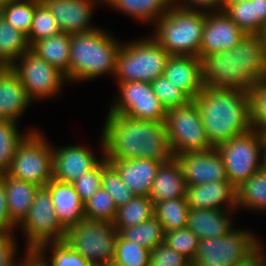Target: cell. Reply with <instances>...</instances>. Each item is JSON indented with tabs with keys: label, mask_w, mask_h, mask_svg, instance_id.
<instances>
[{
	"label": "cell",
	"mask_w": 266,
	"mask_h": 266,
	"mask_svg": "<svg viewBox=\"0 0 266 266\" xmlns=\"http://www.w3.org/2000/svg\"><path fill=\"white\" fill-rule=\"evenodd\" d=\"M102 129V156L110 160L145 158L167 163L174 158L164 122L108 113Z\"/></svg>",
	"instance_id": "6da1fadb"
},
{
	"label": "cell",
	"mask_w": 266,
	"mask_h": 266,
	"mask_svg": "<svg viewBox=\"0 0 266 266\" xmlns=\"http://www.w3.org/2000/svg\"><path fill=\"white\" fill-rule=\"evenodd\" d=\"M205 87L247 91L266 78V55L259 34H245L233 49L201 58Z\"/></svg>",
	"instance_id": "7a4b0ae2"
},
{
	"label": "cell",
	"mask_w": 266,
	"mask_h": 266,
	"mask_svg": "<svg viewBox=\"0 0 266 266\" xmlns=\"http://www.w3.org/2000/svg\"><path fill=\"white\" fill-rule=\"evenodd\" d=\"M194 101L214 148L252 129L247 91L204 86Z\"/></svg>",
	"instance_id": "3957f363"
},
{
	"label": "cell",
	"mask_w": 266,
	"mask_h": 266,
	"mask_svg": "<svg viewBox=\"0 0 266 266\" xmlns=\"http://www.w3.org/2000/svg\"><path fill=\"white\" fill-rule=\"evenodd\" d=\"M104 29L70 34V64L67 81H88L116 69L117 54L122 46ZM108 72V73H107Z\"/></svg>",
	"instance_id": "277c9868"
},
{
	"label": "cell",
	"mask_w": 266,
	"mask_h": 266,
	"mask_svg": "<svg viewBox=\"0 0 266 266\" xmlns=\"http://www.w3.org/2000/svg\"><path fill=\"white\" fill-rule=\"evenodd\" d=\"M206 12L186 10L172 5L160 19L152 38L170 56H196L202 41Z\"/></svg>",
	"instance_id": "5b68a950"
},
{
	"label": "cell",
	"mask_w": 266,
	"mask_h": 266,
	"mask_svg": "<svg viewBox=\"0 0 266 266\" xmlns=\"http://www.w3.org/2000/svg\"><path fill=\"white\" fill-rule=\"evenodd\" d=\"M170 55L152 37L122 43L114 76L118 82H153L163 75Z\"/></svg>",
	"instance_id": "8992f818"
},
{
	"label": "cell",
	"mask_w": 266,
	"mask_h": 266,
	"mask_svg": "<svg viewBox=\"0 0 266 266\" xmlns=\"http://www.w3.org/2000/svg\"><path fill=\"white\" fill-rule=\"evenodd\" d=\"M247 231L234 228L225 236L199 239L192 266H241L249 262L261 243Z\"/></svg>",
	"instance_id": "52a82bcc"
},
{
	"label": "cell",
	"mask_w": 266,
	"mask_h": 266,
	"mask_svg": "<svg viewBox=\"0 0 266 266\" xmlns=\"http://www.w3.org/2000/svg\"><path fill=\"white\" fill-rule=\"evenodd\" d=\"M118 235L111 222L84 219L66 230L64 242L94 266H106L113 262Z\"/></svg>",
	"instance_id": "ba28073f"
},
{
	"label": "cell",
	"mask_w": 266,
	"mask_h": 266,
	"mask_svg": "<svg viewBox=\"0 0 266 266\" xmlns=\"http://www.w3.org/2000/svg\"><path fill=\"white\" fill-rule=\"evenodd\" d=\"M164 123L174 157L214 148L207 138L201 113L194 100L167 110Z\"/></svg>",
	"instance_id": "9c48e42d"
},
{
	"label": "cell",
	"mask_w": 266,
	"mask_h": 266,
	"mask_svg": "<svg viewBox=\"0 0 266 266\" xmlns=\"http://www.w3.org/2000/svg\"><path fill=\"white\" fill-rule=\"evenodd\" d=\"M8 174L38 187L53 179V150L40 131L32 129L18 145Z\"/></svg>",
	"instance_id": "30bf717a"
},
{
	"label": "cell",
	"mask_w": 266,
	"mask_h": 266,
	"mask_svg": "<svg viewBox=\"0 0 266 266\" xmlns=\"http://www.w3.org/2000/svg\"><path fill=\"white\" fill-rule=\"evenodd\" d=\"M264 139L251 129L215 147L223 160L227 179L236 188L260 170Z\"/></svg>",
	"instance_id": "8fae6325"
},
{
	"label": "cell",
	"mask_w": 266,
	"mask_h": 266,
	"mask_svg": "<svg viewBox=\"0 0 266 266\" xmlns=\"http://www.w3.org/2000/svg\"><path fill=\"white\" fill-rule=\"evenodd\" d=\"M27 239V250H36L47 242L64 241L66 230L56 217L54 204L48 189L40 187L27 216L17 226Z\"/></svg>",
	"instance_id": "7c38bea8"
},
{
	"label": "cell",
	"mask_w": 266,
	"mask_h": 266,
	"mask_svg": "<svg viewBox=\"0 0 266 266\" xmlns=\"http://www.w3.org/2000/svg\"><path fill=\"white\" fill-rule=\"evenodd\" d=\"M10 67L19 76L32 100L56 96L64 82H67L65 74L31 49L23 53Z\"/></svg>",
	"instance_id": "4fadbf2b"
},
{
	"label": "cell",
	"mask_w": 266,
	"mask_h": 266,
	"mask_svg": "<svg viewBox=\"0 0 266 266\" xmlns=\"http://www.w3.org/2000/svg\"><path fill=\"white\" fill-rule=\"evenodd\" d=\"M119 97L109 108L112 114L155 122H165L166 109L162 106L149 82H118Z\"/></svg>",
	"instance_id": "5bb4252c"
},
{
	"label": "cell",
	"mask_w": 266,
	"mask_h": 266,
	"mask_svg": "<svg viewBox=\"0 0 266 266\" xmlns=\"http://www.w3.org/2000/svg\"><path fill=\"white\" fill-rule=\"evenodd\" d=\"M245 34L224 11L206 12L199 58L233 49Z\"/></svg>",
	"instance_id": "9a60e30c"
},
{
	"label": "cell",
	"mask_w": 266,
	"mask_h": 266,
	"mask_svg": "<svg viewBox=\"0 0 266 266\" xmlns=\"http://www.w3.org/2000/svg\"><path fill=\"white\" fill-rule=\"evenodd\" d=\"M183 169L187 186L228 180L223 160L216 148L176 156Z\"/></svg>",
	"instance_id": "2e32d148"
},
{
	"label": "cell",
	"mask_w": 266,
	"mask_h": 266,
	"mask_svg": "<svg viewBox=\"0 0 266 266\" xmlns=\"http://www.w3.org/2000/svg\"><path fill=\"white\" fill-rule=\"evenodd\" d=\"M58 22L61 31L67 34L94 30L90 23L94 4L100 0H41Z\"/></svg>",
	"instance_id": "e0dca14e"
},
{
	"label": "cell",
	"mask_w": 266,
	"mask_h": 266,
	"mask_svg": "<svg viewBox=\"0 0 266 266\" xmlns=\"http://www.w3.org/2000/svg\"><path fill=\"white\" fill-rule=\"evenodd\" d=\"M53 150V178L72 183L92 170L101 160L81 145H68Z\"/></svg>",
	"instance_id": "ac0fdd59"
},
{
	"label": "cell",
	"mask_w": 266,
	"mask_h": 266,
	"mask_svg": "<svg viewBox=\"0 0 266 266\" xmlns=\"http://www.w3.org/2000/svg\"><path fill=\"white\" fill-rule=\"evenodd\" d=\"M186 199L193 209H237V189L229 180L187 186Z\"/></svg>",
	"instance_id": "d6986e66"
},
{
	"label": "cell",
	"mask_w": 266,
	"mask_h": 266,
	"mask_svg": "<svg viewBox=\"0 0 266 266\" xmlns=\"http://www.w3.org/2000/svg\"><path fill=\"white\" fill-rule=\"evenodd\" d=\"M163 76L192 100L203 90L201 59L196 56H170Z\"/></svg>",
	"instance_id": "ffe728a7"
},
{
	"label": "cell",
	"mask_w": 266,
	"mask_h": 266,
	"mask_svg": "<svg viewBox=\"0 0 266 266\" xmlns=\"http://www.w3.org/2000/svg\"><path fill=\"white\" fill-rule=\"evenodd\" d=\"M45 187L51 195L57 220L65 230L85 219L84 203L72 183L53 178Z\"/></svg>",
	"instance_id": "44dd1931"
},
{
	"label": "cell",
	"mask_w": 266,
	"mask_h": 266,
	"mask_svg": "<svg viewBox=\"0 0 266 266\" xmlns=\"http://www.w3.org/2000/svg\"><path fill=\"white\" fill-rule=\"evenodd\" d=\"M121 180L135 196H149L160 161L136 158L129 160H110Z\"/></svg>",
	"instance_id": "7402d4cb"
},
{
	"label": "cell",
	"mask_w": 266,
	"mask_h": 266,
	"mask_svg": "<svg viewBox=\"0 0 266 266\" xmlns=\"http://www.w3.org/2000/svg\"><path fill=\"white\" fill-rule=\"evenodd\" d=\"M33 100L11 67H0V113L18 122Z\"/></svg>",
	"instance_id": "603a6c76"
},
{
	"label": "cell",
	"mask_w": 266,
	"mask_h": 266,
	"mask_svg": "<svg viewBox=\"0 0 266 266\" xmlns=\"http://www.w3.org/2000/svg\"><path fill=\"white\" fill-rule=\"evenodd\" d=\"M235 209H193L190 208L187 228L199 239L218 238L227 235L232 228L230 216ZM232 212V214H231Z\"/></svg>",
	"instance_id": "cb8c5ba5"
},
{
	"label": "cell",
	"mask_w": 266,
	"mask_h": 266,
	"mask_svg": "<svg viewBox=\"0 0 266 266\" xmlns=\"http://www.w3.org/2000/svg\"><path fill=\"white\" fill-rule=\"evenodd\" d=\"M187 184L180 162L174 157L161 163L152 183L149 198L155 202L186 197Z\"/></svg>",
	"instance_id": "d4e9b609"
},
{
	"label": "cell",
	"mask_w": 266,
	"mask_h": 266,
	"mask_svg": "<svg viewBox=\"0 0 266 266\" xmlns=\"http://www.w3.org/2000/svg\"><path fill=\"white\" fill-rule=\"evenodd\" d=\"M0 179L5 186L9 218L18 226L27 216L40 187L14 178L8 173L0 175Z\"/></svg>",
	"instance_id": "484cf974"
},
{
	"label": "cell",
	"mask_w": 266,
	"mask_h": 266,
	"mask_svg": "<svg viewBox=\"0 0 266 266\" xmlns=\"http://www.w3.org/2000/svg\"><path fill=\"white\" fill-rule=\"evenodd\" d=\"M31 50L60 70L65 76L69 74L70 64V34H59L36 41Z\"/></svg>",
	"instance_id": "4316f807"
},
{
	"label": "cell",
	"mask_w": 266,
	"mask_h": 266,
	"mask_svg": "<svg viewBox=\"0 0 266 266\" xmlns=\"http://www.w3.org/2000/svg\"><path fill=\"white\" fill-rule=\"evenodd\" d=\"M105 4L141 22L154 23L167 13L173 0H108Z\"/></svg>",
	"instance_id": "83f0119b"
},
{
	"label": "cell",
	"mask_w": 266,
	"mask_h": 266,
	"mask_svg": "<svg viewBox=\"0 0 266 266\" xmlns=\"http://www.w3.org/2000/svg\"><path fill=\"white\" fill-rule=\"evenodd\" d=\"M30 49L27 35L14 28L0 15V67H10Z\"/></svg>",
	"instance_id": "f1b7e54d"
},
{
	"label": "cell",
	"mask_w": 266,
	"mask_h": 266,
	"mask_svg": "<svg viewBox=\"0 0 266 266\" xmlns=\"http://www.w3.org/2000/svg\"><path fill=\"white\" fill-rule=\"evenodd\" d=\"M154 216V203L148 196H134L129 202L117 208L113 221L120 232L127 227H134Z\"/></svg>",
	"instance_id": "f546056e"
},
{
	"label": "cell",
	"mask_w": 266,
	"mask_h": 266,
	"mask_svg": "<svg viewBox=\"0 0 266 266\" xmlns=\"http://www.w3.org/2000/svg\"><path fill=\"white\" fill-rule=\"evenodd\" d=\"M236 189L237 208L245 207L249 210L266 211V172L258 170Z\"/></svg>",
	"instance_id": "4dcf8cb0"
},
{
	"label": "cell",
	"mask_w": 266,
	"mask_h": 266,
	"mask_svg": "<svg viewBox=\"0 0 266 266\" xmlns=\"http://www.w3.org/2000/svg\"><path fill=\"white\" fill-rule=\"evenodd\" d=\"M189 210L186 197L154 203V216L163 225L164 231L186 228Z\"/></svg>",
	"instance_id": "1f68e13d"
},
{
	"label": "cell",
	"mask_w": 266,
	"mask_h": 266,
	"mask_svg": "<svg viewBox=\"0 0 266 266\" xmlns=\"http://www.w3.org/2000/svg\"><path fill=\"white\" fill-rule=\"evenodd\" d=\"M119 235L125 240L152 250L164 243L165 231L163 225L153 216L134 227L122 229Z\"/></svg>",
	"instance_id": "d6a6232c"
},
{
	"label": "cell",
	"mask_w": 266,
	"mask_h": 266,
	"mask_svg": "<svg viewBox=\"0 0 266 266\" xmlns=\"http://www.w3.org/2000/svg\"><path fill=\"white\" fill-rule=\"evenodd\" d=\"M17 124L16 121L9 120L0 126V175L9 172L18 145L31 132L21 134Z\"/></svg>",
	"instance_id": "836d02e7"
},
{
	"label": "cell",
	"mask_w": 266,
	"mask_h": 266,
	"mask_svg": "<svg viewBox=\"0 0 266 266\" xmlns=\"http://www.w3.org/2000/svg\"><path fill=\"white\" fill-rule=\"evenodd\" d=\"M61 28L50 10L41 0H35V11L32 25L27 35L32 46L36 41L59 34Z\"/></svg>",
	"instance_id": "e575fe53"
},
{
	"label": "cell",
	"mask_w": 266,
	"mask_h": 266,
	"mask_svg": "<svg viewBox=\"0 0 266 266\" xmlns=\"http://www.w3.org/2000/svg\"><path fill=\"white\" fill-rule=\"evenodd\" d=\"M251 128L266 138V78L247 90Z\"/></svg>",
	"instance_id": "d590c367"
},
{
	"label": "cell",
	"mask_w": 266,
	"mask_h": 266,
	"mask_svg": "<svg viewBox=\"0 0 266 266\" xmlns=\"http://www.w3.org/2000/svg\"><path fill=\"white\" fill-rule=\"evenodd\" d=\"M35 11V0L8 1L0 5V15L14 28L28 35Z\"/></svg>",
	"instance_id": "8d00e7d4"
},
{
	"label": "cell",
	"mask_w": 266,
	"mask_h": 266,
	"mask_svg": "<svg viewBox=\"0 0 266 266\" xmlns=\"http://www.w3.org/2000/svg\"><path fill=\"white\" fill-rule=\"evenodd\" d=\"M150 251L118 235L112 264L117 266H149Z\"/></svg>",
	"instance_id": "74e56055"
},
{
	"label": "cell",
	"mask_w": 266,
	"mask_h": 266,
	"mask_svg": "<svg viewBox=\"0 0 266 266\" xmlns=\"http://www.w3.org/2000/svg\"><path fill=\"white\" fill-rule=\"evenodd\" d=\"M117 207L110 194L102 187L84 203V216L87 220L113 223Z\"/></svg>",
	"instance_id": "f35d334b"
},
{
	"label": "cell",
	"mask_w": 266,
	"mask_h": 266,
	"mask_svg": "<svg viewBox=\"0 0 266 266\" xmlns=\"http://www.w3.org/2000/svg\"><path fill=\"white\" fill-rule=\"evenodd\" d=\"M48 247L50 251L52 250L50 262L46 259L48 266H94L89 260L82 257L64 241L47 242L39 246L36 251L39 254H44L47 252L46 249Z\"/></svg>",
	"instance_id": "ab89813d"
},
{
	"label": "cell",
	"mask_w": 266,
	"mask_h": 266,
	"mask_svg": "<svg viewBox=\"0 0 266 266\" xmlns=\"http://www.w3.org/2000/svg\"><path fill=\"white\" fill-rule=\"evenodd\" d=\"M223 11L246 34H258V17H255L254 1L224 3Z\"/></svg>",
	"instance_id": "60d3db41"
},
{
	"label": "cell",
	"mask_w": 266,
	"mask_h": 266,
	"mask_svg": "<svg viewBox=\"0 0 266 266\" xmlns=\"http://www.w3.org/2000/svg\"><path fill=\"white\" fill-rule=\"evenodd\" d=\"M102 188L110 194L117 208L125 205L135 196L121 180L117 170L104 157Z\"/></svg>",
	"instance_id": "b9f144b4"
},
{
	"label": "cell",
	"mask_w": 266,
	"mask_h": 266,
	"mask_svg": "<svg viewBox=\"0 0 266 266\" xmlns=\"http://www.w3.org/2000/svg\"><path fill=\"white\" fill-rule=\"evenodd\" d=\"M162 106L167 110L188 104L192 99L163 75L150 83Z\"/></svg>",
	"instance_id": "7bdbcfd3"
},
{
	"label": "cell",
	"mask_w": 266,
	"mask_h": 266,
	"mask_svg": "<svg viewBox=\"0 0 266 266\" xmlns=\"http://www.w3.org/2000/svg\"><path fill=\"white\" fill-rule=\"evenodd\" d=\"M164 243L192 262L198 250L199 237L186 227L165 231Z\"/></svg>",
	"instance_id": "ee69618b"
},
{
	"label": "cell",
	"mask_w": 266,
	"mask_h": 266,
	"mask_svg": "<svg viewBox=\"0 0 266 266\" xmlns=\"http://www.w3.org/2000/svg\"><path fill=\"white\" fill-rule=\"evenodd\" d=\"M103 158L89 172L82 174L72 185L83 203L89 200L102 187Z\"/></svg>",
	"instance_id": "f6af8a7d"
},
{
	"label": "cell",
	"mask_w": 266,
	"mask_h": 266,
	"mask_svg": "<svg viewBox=\"0 0 266 266\" xmlns=\"http://www.w3.org/2000/svg\"><path fill=\"white\" fill-rule=\"evenodd\" d=\"M149 266H192V263L185 256L162 243L150 251Z\"/></svg>",
	"instance_id": "bcb514c9"
},
{
	"label": "cell",
	"mask_w": 266,
	"mask_h": 266,
	"mask_svg": "<svg viewBox=\"0 0 266 266\" xmlns=\"http://www.w3.org/2000/svg\"><path fill=\"white\" fill-rule=\"evenodd\" d=\"M224 3H225L224 0H173L174 6H177L182 9H186V10H195V11H202V12L223 11Z\"/></svg>",
	"instance_id": "7dc6e473"
},
{
	"label": "cell",
	"mask_w": 266,
	"mask_h": 266,
	"mask_svg": "<svg viewBox=\"0 0 266 266\" xmlns=\"http://www.w3.org/2000/svg\"><path fill=\"white\" fill-rule=\"evenodd\" d=\"M14 238L12 234L0 233V266H7L14 259L18 260L17 257L15 258L17 244Z\"/></svg>",
	"instance_id": "c3c4849f"
},
{
	"label": "cell",
	"mask_w": 266,
	"mask_h": 266,
	"mask_svg": "<svg viewBox=\"0 0 266 266\" xmlns=\"http://www.w3.org/2000/svg\"><path fill=\"white\" fill-rule=\"evenodd\" d=\"M15 227L9 218L5 186L0 179V233L13 234Z\"/></svg>",
	"instance_id": "681fc988"
},
{
	"label": "cell",
	"mask_w": 266,
	"mask_h": 266,
	"mask_svg": "<svg viewBox=\"0 0 266 266\" xmlns=\"http://www.w3.org/2000/svg\"><path fill=\"white\" fill-rule=\"evenodd\" d=\"M24 259L19 266H48L45 260V254H39L36 250H25Z\"/></svg>",
	"instance_id": "f907efd6"
},
{
	"label": "cell",
	"mask_w": 266,
	"mask_h": 266,
	"mask_svg": "<svg viewBox=\"0 0 266 266\" xmlns=\"http://www.w3.org/2000/svg\"><path fill=\"white\" fill-rule=\"evenodd\" d=\"M254 1L255 17H258V34L262 27L266 24V0Z\"/></svg>",
	"instance_id": "816d5d0a"
},
{
	"label": "cell",
	"mask_w": 266,
	"mask_h": 266,
	"mask_svg": "<svg viewBox=\"0 0 266 266\" xmlns=\"http://www.w3.org/2000/svg\"><path fill=\"white\" fill-rule=\"evenodd\" d=\"M241 266H263V256L258 252L249 262Z\"/></svg>",
	"instance_id": "f5cc1de1"
},
{
	"label": "cell",
	"mask_w": 266,
	"mask_h": 266,
	"mask_svg": "<svg viewBox=\"0 0 266 266\" xmlns=\"http://www.w3.org/2000/svg\"><path fill=\"white\" fill-rule=\"evenodd\" d=\"M260 169L266 172V138L262 144V151H261V167Z\"/></svg>",
	"instance_id": "db71d44e"
},
{
	"label": "cell",
	"mask_w": 266,
	"mask_h": 266,
	"mask_svg": "<svg viewBox=\"0 0 266 266\" xmlns=\"http://www.w3.org/2000/svg\"><path fill=\"white\" fill-rule=\"evenodd\" d=\"M261 43L263 44L264 47V52L266 55V24L262 27L260 33H259Z\"/></svg>",
	"instance_id": "11a10c76"
},
{
	"label": "cell",
	"mask_w": 266,
	"mask_h": 266,
	"mask_svg": "<svg viewBox=\"0 0 266 266\" xmlns=\"http://www.w3.org/2000/svg\"><path fill=\"white\" fill-rule=\"evenodd\" d=\"M8 121L9 119L3 113H0V126L6 124Z\"/></svg>",
	"instance_id": "9f6ffc18"
},
{
	"label": "cell",
	"mask_w": 266,
	"mask_h": 266,
	"mask_svg": "<svg viewBox=\"0 0 266 266\" xmlns=\"http://www.w3.org/2000/svg\"><path fill=\"white\" fill-rule=\"evenodd\" d=\"M16 260L14 259L10 264H8L7 266H19V264H17L18 262H16Z\"/></svg>",
	"instance_id": "6f0895ef"
},
{
	"label": "cell",
	"mask_w": 266,
	"mask_h": 266,
	"mask_svg": "<svg viewBox=\"0 0 266 266\" xmlns=\"http://www.w3.org/2000/svg\"><path fill=\"white\" fill-rule=\"evenodd\" d=\"M243 0H224L225 3H232V2H238Z\"/></svg>",
	"instance_id": "680465c9"
},
{
	"label": "cell",
	"mask_w": 266,
	"mask_h": 266,
	"mask_svg": "<svg viewBox=\"0 0 266 266\" xmlns=\"http://www.w3.org/2000/svg\"><path fill=\"white\" fill-rule=\"evenodd\" d=\"M9 0H0V5L5 4L6 2H8Z\"/></svg>",
	"instance_id": "91938a15"
},
{
	"label": "cell",
	"mask_w": 266,
	"mask_h": 266,
	"mask_svg": "<svg viewBox=\"0 0 266 266\" xmlns=\"http://www.w3.org/2000/svg\"><path fill=\"white\" fill-rule=\"evenodd\" d=\"M108 0H100V3H106Z\"/></svg>",
	"instance_id": "94428289"
},
{
	"label": "cell",
	"mask_w": 266,
	"mask_h": 266,
	"mask_svg": "<svg viewBox=\"0 0 266 266\" xmlns=\"http://www.w3.org/2000/svg\"><path fill=\"white\" fill-rule=\"evenodd\" d=\"M9 1H30V0H9Z\"/></svg>",
	"instance_id": "6125c7cd"
},
{
	"label": "cell",
	"mask_w": 266,
	"mask_h": 266,
	"mask_svg": "<svg viewBox=\"0 0 266 266\" xmlns=\"http://www.w3.org/2000/svg\"><path fill=\"white\" fill-rule=\"evenodd\" d=\"M106 266H117V265H114V264L111 263L110 265H106Z\"/></svg>",
	"instance_id": "be15d7a7"
}]
</instances>
